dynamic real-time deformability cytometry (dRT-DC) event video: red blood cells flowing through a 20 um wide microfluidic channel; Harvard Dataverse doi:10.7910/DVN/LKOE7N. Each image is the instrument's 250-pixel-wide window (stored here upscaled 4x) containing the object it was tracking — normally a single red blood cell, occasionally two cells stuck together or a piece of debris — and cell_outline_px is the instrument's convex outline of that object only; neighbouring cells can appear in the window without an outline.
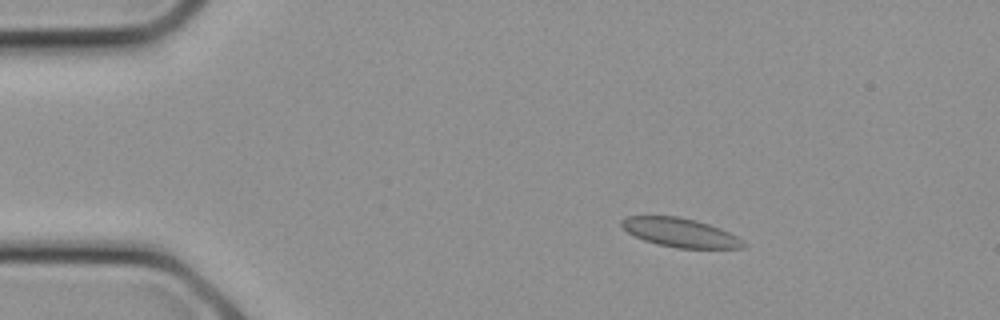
{"species": "common noctule bat (a hibernating species)", "species_latin": "Nyctalus noctula", "temperature_condition": "cold", "stored_images_in_passage": 9, "camera_frame_rate_fps": 3000, "um_per_image_px": 0.085, "animal": {"sex": "female", "body_mass_g": 21.9}, "frame": {"image": 1, "passage_image": 4, "time_ms": 1.0, "image_size_px": [1000, 320], "cell_outline_px": [[748, 244], [744, 248], [676, 248], [656, 244], [644, 240], [628, 232], [620, 224], [620, 220], [624, 216], [676, 216], [696, 220], [720, 228], [744, 240]], "centroid_in_image_um": [57.82, 19.77], "position_along_channel_um": 27.2, "area_um2": 20.58}}
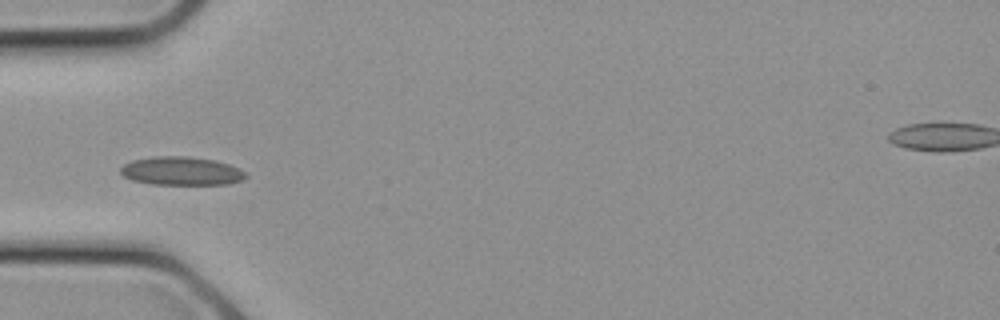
{"frame": {"image": 2, "passage_image": 8, "time_ms": 2.333, "image_size_px": [1000, 320], "cell_outline_px": [[248, 176], [244, 180], [228, 184], [152, 184], [132, 180], [124, 176], [120, 172], [120, 168], [124, 164], [132, 160], [156, 156], [188, 156], [216, 160], [228, 164], [244, 172]], "centroid_in_image_um": [15.41, 14.53], "position_along_channel_um": 69.6, "area_um2": 20.75}}